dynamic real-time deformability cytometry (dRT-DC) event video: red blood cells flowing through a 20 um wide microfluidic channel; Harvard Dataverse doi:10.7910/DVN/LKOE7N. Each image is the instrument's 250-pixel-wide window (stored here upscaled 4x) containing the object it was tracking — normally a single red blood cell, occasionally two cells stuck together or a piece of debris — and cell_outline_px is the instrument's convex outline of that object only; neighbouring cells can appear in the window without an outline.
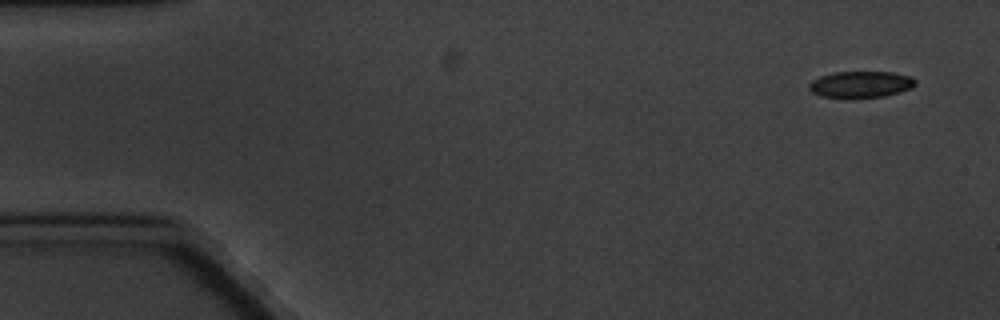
{"species": "common noctule bat (a hibernating species)", "species_latin": "Nyctalus noctula", "temperature_condition": "cold", "stored_images_in_passage": 11, "camera_frame_rate_fps": 3000, "um_per_image_px": 0.085, "animal": {"sex": "male", "body_mass_g": 20.1, "forearm_length_mm": 53.5}, "frame": {"image": 1, "passage_image": 1, "time_ms": 0.0, "image_size_px": [1000, 320], "cell_outline_px": [[916, 84], [912, 88], [900, 92], [884, 96], [852, 100], [820, 96], [812, 92], [808, 88], [808, 84], [812, 80], [820, 76], [836, 72], [892, 72], [912, 76], [916, 80]], "centroid_in_image_um": [73.16, 7.2], "position_along_channel_um": 11.8, "area_um2": 16.99}}
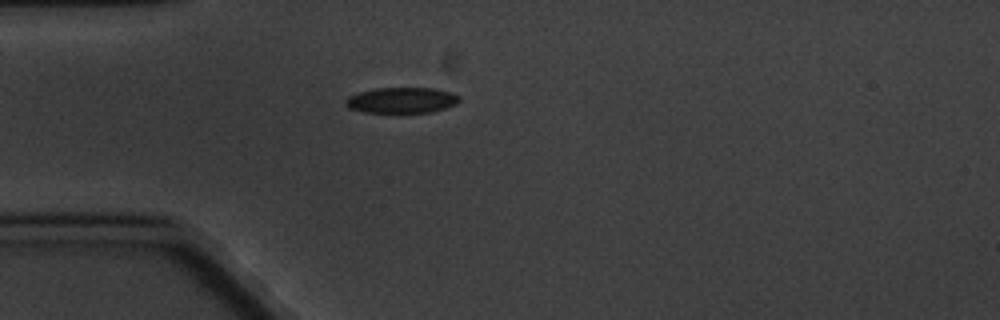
{"frame": {"image": 2, "passage_image": 4, "time_ms": 4.333, "image_size_px": [1000, 320], "cell_outline_px": [[460, 100], [456, 104], [432, 112], [364, 112], [348, 108], [344, 104], [344, 100], [348, 96], [360, 92], [376, 88], [436, 88], [460, 96]], "centroid_in_image_um": [34.11, 8.52], "position_along_channel_um": 50.9, "area_um2": 16.99}}
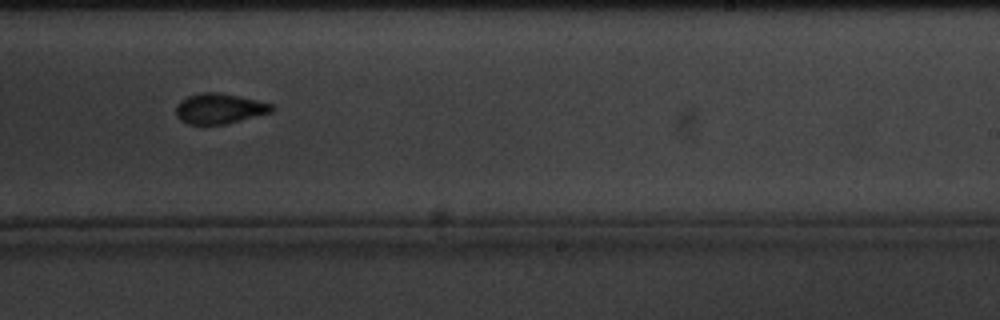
{"frame": {"image": 3, "passage_image": 10, "time_ms": 11.333, "image_size_px": [1000, 320], "cell_outline_px": [[276, 108], [272, 112], [224, 124], [188, 124], [180, 120], [176, 116], [176, 104], [180, 100], [188, 96], [200, 92], [216, 92], [256, 100], [272, 104]], "centroid_in_image_um": [18.62, 9.23], "position_along_channel_um": 270.4, "area_um2": 16.82}}